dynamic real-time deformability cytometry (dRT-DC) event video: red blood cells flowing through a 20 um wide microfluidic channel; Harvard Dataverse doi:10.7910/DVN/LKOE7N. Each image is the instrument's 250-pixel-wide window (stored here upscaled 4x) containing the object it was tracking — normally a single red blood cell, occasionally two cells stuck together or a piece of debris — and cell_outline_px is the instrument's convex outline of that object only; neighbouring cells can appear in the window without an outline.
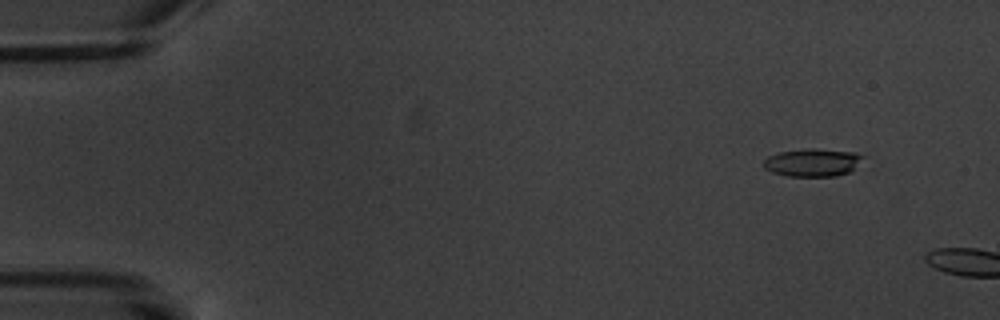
{"species": "common noctule bat (a hibernating species)", "species_latin": "Nyctalus noctula", "temperature_condition": "warm", "stored_images_in_passage": 2, "camera_frame_rate_fps": 3000, "um_per_image_px": 0.085, "animal": {"sex": "male", "body_mass_g": 20.1, "forearm_length_mm": 53.5}, "frame": {"image": 1, "passage_image": 2, "time_ms": 1.333, "image_size_px": [1000, 320], "cell_outline_px": [[864, 156], [848, 172], [836, 176], [788, 176], [772, 172], [764, 168], [764, 160], [768, 156], [780, 152], [808, 148], [812, 148], [856, 152]], "centroid_in_image_um": [69.03, 13.8], "position_along_channel_um": 16.0, "area_um2": 15.9}}